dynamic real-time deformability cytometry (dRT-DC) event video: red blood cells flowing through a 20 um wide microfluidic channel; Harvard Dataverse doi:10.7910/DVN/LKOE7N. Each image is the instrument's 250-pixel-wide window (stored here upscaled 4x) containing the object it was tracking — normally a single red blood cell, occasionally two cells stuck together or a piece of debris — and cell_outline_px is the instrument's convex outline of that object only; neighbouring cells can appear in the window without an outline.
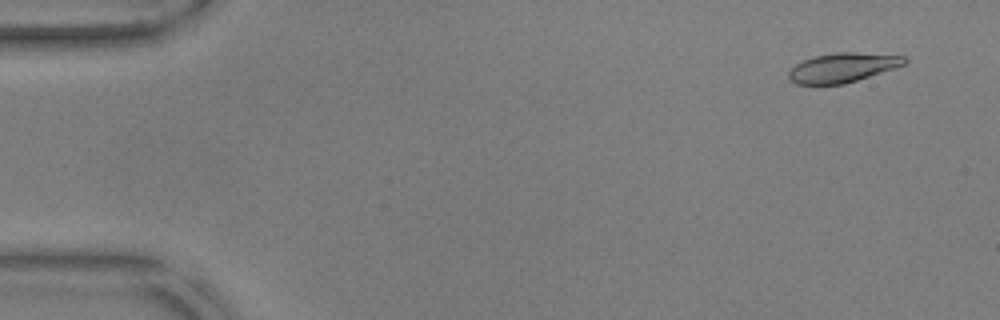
{"species": "common noctule bat (a hibernating species)", "species_latin": "Nyctalus noctula", "temperature_condition": "warm", "stored_images_in_passage": 55, "camera_frame_rate_fps": 3000, "um_per_image_px": 0.085, "animal": {"sex": "male", "body_mass_g": 17.9, "forearm_length_mm": 54.2}, "frame": {"image": 1, "passage_image": 3, "time_ms": 0.667, "image_size_px": [1000, 320], "cell_outline_px": [[908, 60], [904, 64], [896, 68], [844, 84], [796, 84], [788, 76], [788, 72], [796, 64], [804, 60], [816, 56], [836, 52], [856, 52], [904, 56]], "centroid_in_image_um": [71.65, 5.74], "position_along_channel_um": 13.4, "area_um2": 19.65}}
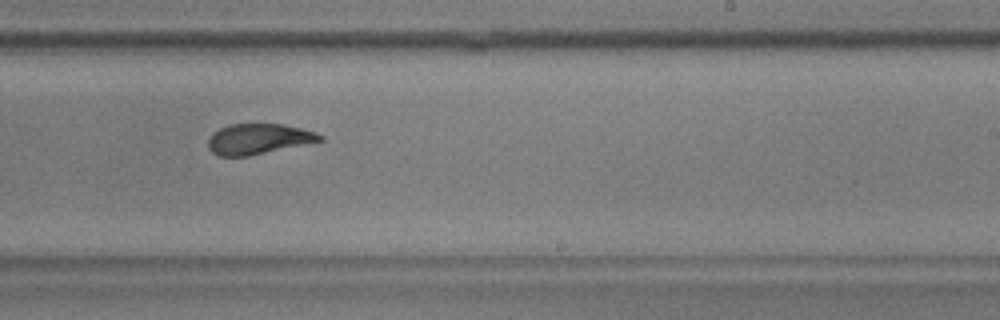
{"frame": {"image": 2, "passage_image": 34, "time_ms": 11.0, "image_size_px": [1000, 320], "cell_outline_px": [[324, 140], [248, 156], [220, 156], [212, 152], [208, 148], [208, 140], [212, 132], [228, 124], [280, 124], [300, 128], [316, 132], [324, 136]], "centroid_in_image_um": [21.94, 11.81], "position_along_channel_um": 267.1, "area_um2": 19.77}}
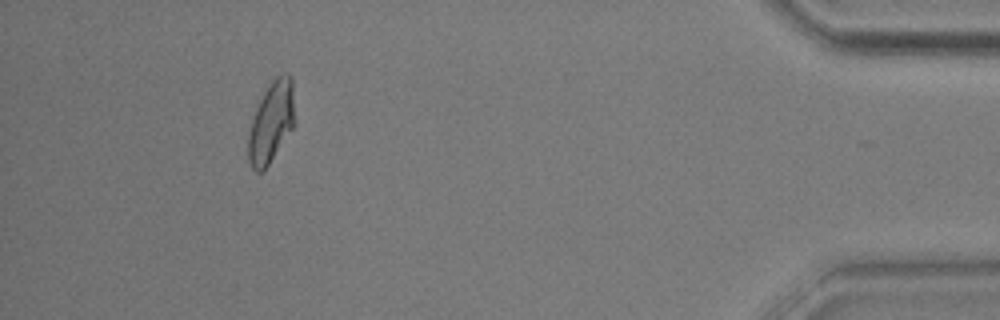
{"frame": {"image": 3, "passage_image": 51, "time_ms": 16.667, "image_size_px": [1000, 320], "cell_outline_px": [[296, 124], [268, 164], [260, 172], [256, 172], [252, 168], [248, 160], [248, 136], [252, 120], [256, 108], [264, 92], [272, 80], [280, 72], [288, 72], [292, 76]], "centroid_in_image_um": [23.1, 10.32], "position_along_channel_um": 412.1, "area_um2": 22.14}, "authors_computed_cell_mechanics": {"area_um2": 21.097, "velocity_mm_per_s": 3.5854, "shape_relaxation_time_tau1_ms": 5.612, "shape_relaxation_time_tau2_ms": 1.5667, "deformation_change_tau1": 0.1822, "deformation_change_tau2": 0.0739}}